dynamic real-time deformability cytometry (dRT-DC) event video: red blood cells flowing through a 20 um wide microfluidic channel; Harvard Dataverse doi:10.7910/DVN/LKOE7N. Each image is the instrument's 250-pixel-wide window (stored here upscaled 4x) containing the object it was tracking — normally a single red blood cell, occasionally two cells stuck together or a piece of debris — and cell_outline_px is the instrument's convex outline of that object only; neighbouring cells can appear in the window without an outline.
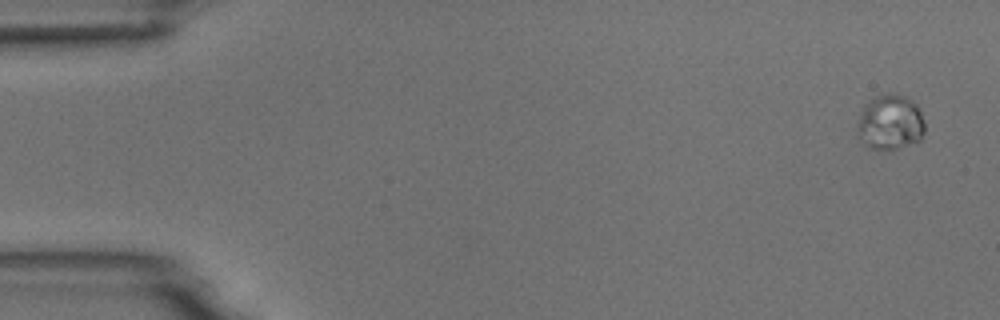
{"species": "common noctule bat (a hibernating species)", "species_latin": "Nyctalus noctula", "temperature_condition": "room temperature", "stored_images_in_passage": 5, "camera_frame_rate_fps": 3000, "um_per_image_px": 0.085, "animal": {"sex": "male", "body_mass_g": 18.8}, "frame": {"image": 1, "passage_image": 1, "time_ms": 0.0, "image_size_px": [1000, 320], "cell_outline_px": [[924, 132], [920, 140], [896, 148], [868, 148], [860, 140], [860, 112], [876, 96], [888, 92], [892, 92], [904, 96], [912, 100], [916, 104], [920, 112], [924, 124]], "centroid_in_image_um": [75.71, 10.37], "position_along_channel_um": 9.3, "area_um2": 21.04}}
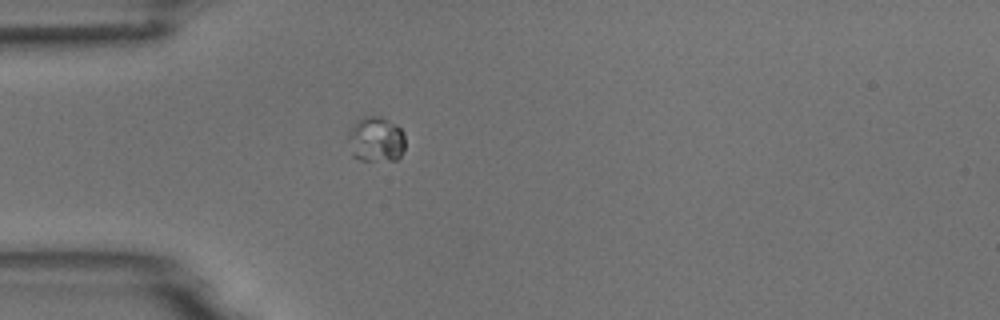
{"frame": {"image": 2, "passage_image": 5, "time_ms": 4.667, "image_size_px": [1000, 320], "cell_outline_px": [[404, 148], [400, 156], [396, 160], [360, 160], [352, 156], [348, 140], [348, 132], [352, 124], [360, 116], [380, 116], [396, 124], [404, 132]], "centroid_in_image_um": [31.93, 11.82], "position_along_channel_um": 53.1, "area_um2": 15.32}}